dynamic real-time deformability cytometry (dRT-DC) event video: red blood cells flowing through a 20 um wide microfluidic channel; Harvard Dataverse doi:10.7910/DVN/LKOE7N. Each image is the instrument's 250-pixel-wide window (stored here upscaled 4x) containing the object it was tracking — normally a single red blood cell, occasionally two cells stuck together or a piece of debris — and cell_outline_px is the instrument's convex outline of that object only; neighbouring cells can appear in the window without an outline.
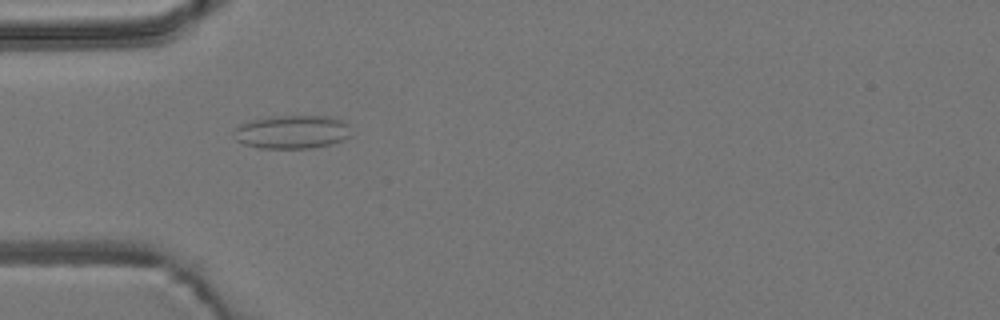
{"species": "common noctule bat (a hibernating species)", "species_latin": "Nyctalus noctula", "temperature_condition": "room temperature", "stored_images_in_passage": 43, "camera_frame_rate_fps": 3000, "um_per_image_px": 0.085, "animal": {"sex": "male", "body_mass_g": 19.2, "forearm_length_mm": 51.8}, "frame": {"image": 1, "passage_image": 6, "time_ms": 1.667, "image_size_px": [1000, 320], "cell_outline_px": [[348, 136], [344, 140], [332, 144], [312, 148], [260, 148], [244, 144], [236, 140], [236, 128], [240, 124], [252, 120], [268, 116], [328, 116], [344, 120], [348, 124]], "centroid_in_image_um": [24.84, 11.21], "position_along_channel_um": 60.2, "area_um2": 22.77}}
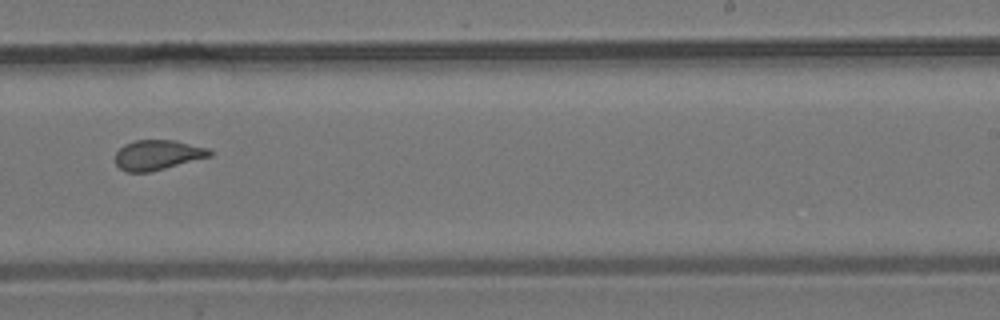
{"frame": {"image": 2, "passage_image": 23, "time_ms": 7.333, "image_size_px": [1000, 320], "cell_outline_px": [[212, 156], [152, 172], [128, 172], [120, 168], [116, 164], [116, 152], [124, 144], [136, 140], [172, 140], [208, 148], [212, 152]], "centroid_in_image_um": [13.4, 13.18], "position_along_channel_um": 275.6, "area_um2": 16.47}}
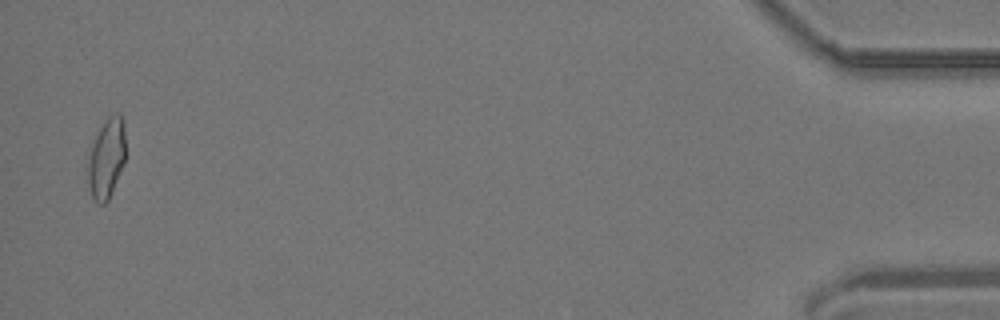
{"frame": {"image": 3, "passage_image": 42, "time_ms": 13.667, "image_size_px": [1000, 320], "cell_outline_px": [[124, 164], [108, 200], [104, 204], [96, 204], [92, 196], [88, 184], [88, 148], [96, 132], [104, 120], [108, 116], [116, 112], [120, 112], [124, 120]], "centroid_in_image_um": [9.03, 13.4], "position_along_channel_um": 426.2, "area_um2": 17.98}, "authors_computed_cell_mechanics": {"area_um2": 17.1088, "velocity_mm_per_s": 3.8406, "shape_relaxation_time_tau1_ms": null, "shape_relaxation_time_tau2_ms": 1.466, "deformation_change_tau1": null, "deformation_change_tau2": 0.0692}}